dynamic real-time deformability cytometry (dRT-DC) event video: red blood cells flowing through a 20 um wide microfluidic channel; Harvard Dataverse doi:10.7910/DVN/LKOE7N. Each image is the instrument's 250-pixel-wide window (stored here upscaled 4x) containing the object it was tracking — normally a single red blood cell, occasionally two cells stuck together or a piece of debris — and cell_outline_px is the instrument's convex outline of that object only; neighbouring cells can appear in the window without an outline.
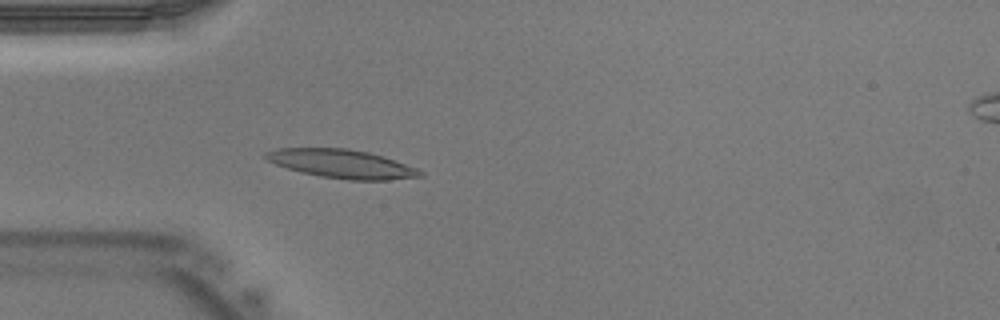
{"species": "Egyptian fruit bat (a non-hibernating species)", "species_latin": "Rousettus aegyptiacus", "temperature_condition": "warm", "stored_images_in_passage": 31, "camera_frame_rate_fps": 3000, "um_per_image_px": 0.085, "animal": {"sex": "male"}, "frame": {"image": 1, "passage_image": 2, "time_ms": 0.333, "image_size_px": [1000, 320], "cell_outline_px": [[424, 176], [388, 180], [348, 180], [320, 176], [300, 172], [276, 164], [268, 160], [264, 156], [264, 152], [276, 148], [348, 148], [368, 152], [384, 156], [416, 168], [424, 172]], "centroid_in_image_um": [29.06, 13.92], "position_along_channel_um": 55.9, "area_um2": 25.78}}
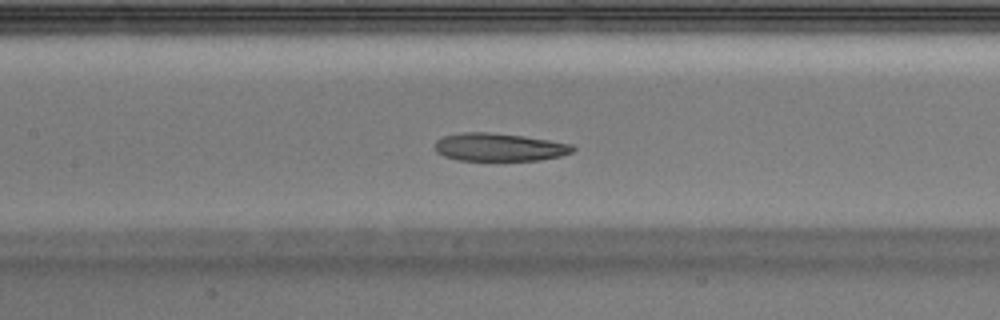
{"frame": {"image": 2, "passage_image": 9, "time_ms": 2.667, "image_size_px": [1000, 320], "cell_outline_px": [[576, 148], [572, 152], [560, 156], [540, 160], [456, 160], [444, 156], [436, 152], [436, 140], [444, 136], [460, 132], [488, 132], [524, 136], [572, 144]], "centroid_in_image_um": [42.43, 12.5], "position_along_channel_um": 165.0, "area_um2": 22.43}}
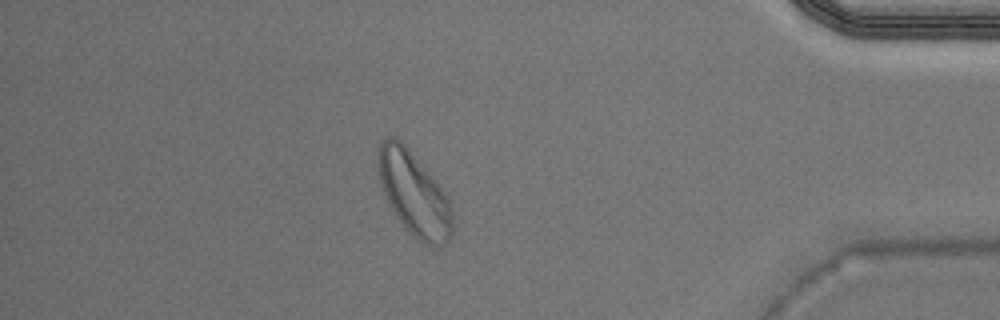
{"frame": {"image": 3, "passage_image": 26, "time_ms": 8.333, "image_size_px": [1000, 320], "cell_outline_px": [[452, 236], [444, 248], [436, 248], [424, 244], [400, 220], [388, 204], [380, 180], [380, 144], [388, 136], [392, 136], [400, 140], [408, 148], [444, 192], [448, 200], [452, 212]], "centroid_in_image_um": [35.24, 16.54], "position_along_channel_um": 400.0, "area_um2": 35.2}}